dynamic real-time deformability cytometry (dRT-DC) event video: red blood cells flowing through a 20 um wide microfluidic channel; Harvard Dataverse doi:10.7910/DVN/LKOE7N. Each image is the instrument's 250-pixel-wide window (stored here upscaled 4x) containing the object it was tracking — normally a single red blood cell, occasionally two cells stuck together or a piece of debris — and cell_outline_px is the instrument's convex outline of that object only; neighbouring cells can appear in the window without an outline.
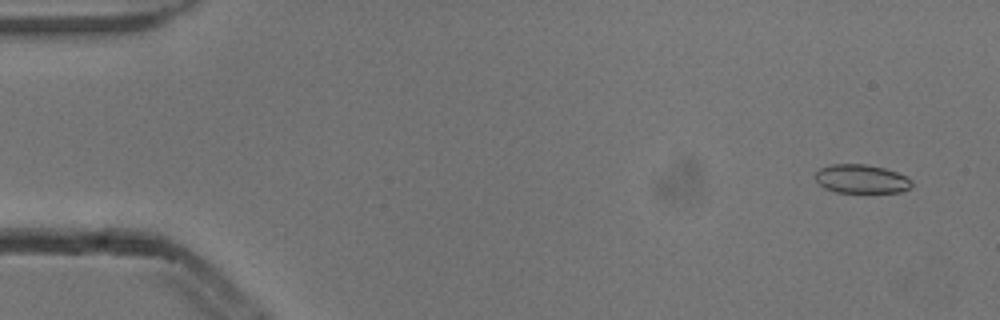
{"species": "common noctule bat (a hibernating species)", "species_latin": "Nyctalus noctula", "temperature_condition": "cold", "stored_images_in_passage": 5, "camera_frame_rate_fps": 3000, "um_per_image_px": 0.085, "animal": {"sex": "male", "body_mass_g": 13.3}, "frame": {"image": 1, "passage_image": 2, "time_ms": 0.333, "image_size_px": [1000, 320], "cell_outline_px": [[912, 188], [900, 192], [836, 192], [824, 188], [816, 180], [816, 172], [820, 168], [832, 164], [864, 164], [884, 168], [896, 172], [912, 180]], "centroid_in_image_um": [73.23, 15.21], "position_along_channel_um": 11.8, "area_um2": 16.07}}